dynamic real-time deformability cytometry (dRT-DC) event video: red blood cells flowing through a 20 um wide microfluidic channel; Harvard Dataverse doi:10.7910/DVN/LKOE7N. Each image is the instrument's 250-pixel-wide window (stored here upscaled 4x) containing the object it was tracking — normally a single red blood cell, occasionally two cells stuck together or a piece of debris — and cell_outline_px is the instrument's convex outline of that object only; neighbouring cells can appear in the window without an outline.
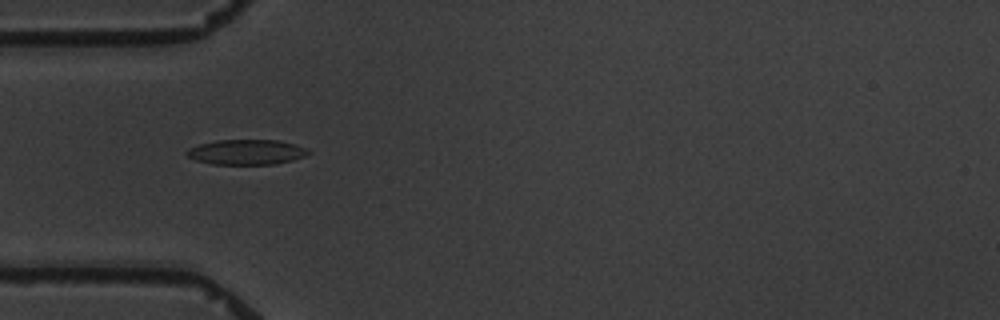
{"species": "common noctule bat (a hibernating species)", "species_latin": "Nyctalus noctula", "temperature_condition": "warm", "stored_images_in_passage": 5, "camera_frame_rate_fps": 3000, "um_per_image_px": 0.085, "animal": {"sex": "male", "body_mass_g": 19.5, "forearm_length_mm": 54.6}, "frame": {"image": 1, "passage_image": 5, "time_ms": 4.667, "image_size_px": [1000, 320], "cell_outline_px": [[312, 152], [304, 156], [292, 160], [276, 164], [212, 164], [196, 160], [188, 156], [184, 152], [188, 148], [200, 144], [216, 140], [280, 140], [296, 144], [308, 148]], "centroid_in_image_um": [20.98, 12.92], "position_along_channel_um": 64.0, "area_um2": 17.92}}